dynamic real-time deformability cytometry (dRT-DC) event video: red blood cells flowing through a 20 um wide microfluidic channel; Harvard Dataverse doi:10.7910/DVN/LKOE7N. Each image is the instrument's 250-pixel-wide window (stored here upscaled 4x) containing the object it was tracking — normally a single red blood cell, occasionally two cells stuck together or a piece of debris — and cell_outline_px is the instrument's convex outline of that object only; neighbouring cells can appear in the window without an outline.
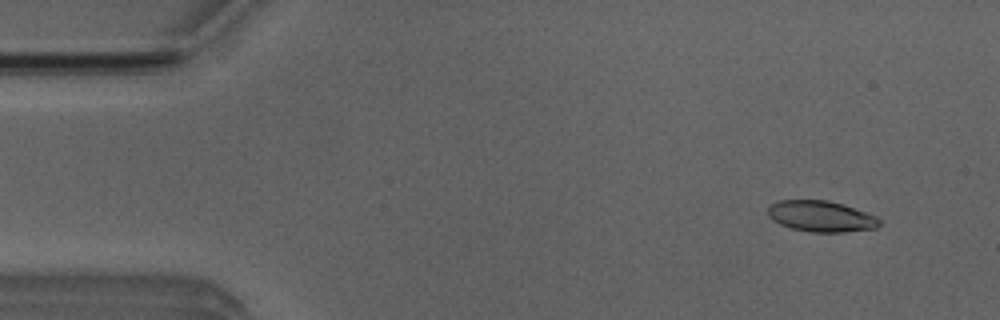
{"species": "Egyptian fruit bat (a non-hibernating species)", "species_latin": "Rousettus aegyptiacus", "temperature_condition": "room temperature", "stored_images_in_passage": 50, "camera_frame_rate_fps": 3000, "um_per_image_px": 0.085, "animal": {"sex": "male"}, "frame": {"image": 1, "passage_image": 3, "time_ms": 0.667, "image_size_px": [1000, 320], "cell_outline_px": [[880, 224], [876, 228], [844, 232], [812, 232], [792, 228], [780, 224], [772, 220], [768, 216], [768, 208], [772, 204], [780, 200], [828, 200], [876, 216], [880, 220]], "centroid_in_image_um": [69.77, 18.39], "position_along_channel_um": 15.2, "area_um2": 19.88}}
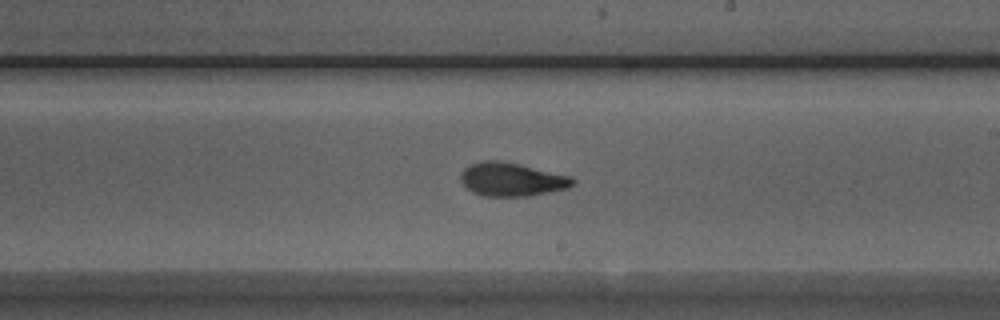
{"frame": {"image": 2, "passage_image": 28, "time_ms": 9.0, "image_size_px": [1000, 320], "cell_outline_px": [[576, 184], [568, 188], [528, 196], [484, 196], [472, 192], [460, 180], [460, 172], [464, 168], [472, 164], [484, 160], [500, 160], [520, 164], [572, 176], [576, 180]], "centroid_in_image_um": [43.52, 15.24], "position_along_channel_um": 245.5, "area_um2": 22.02}}
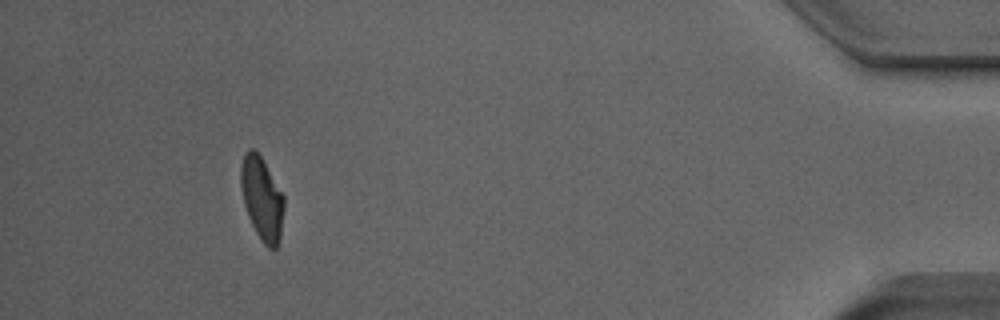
{"frame": {"image": 3, "passage_image": 46, "time_ms": 15.0, "image_size_px": [1000, 320], "cell_outline_px": [[284, 208], [280, 240], [276, 248], [268, 248], [260, 240], [248, 216], [244, 204], [240, 188], [240, 168], [244, 156], [248, 148], [252, 148], [260, 156], [284, 196]], "centroid_in_image_um": [22.26, 16.91], "position_along_channel_um": 412.9, "area_um2": 20.81}, "authors_computed_cell_mechanics": {"area_um2": 21.2126, "velocity_mm_per_s": 3.9589, "shape_relaxation_time_tau1_ms": 6.1659, "shape_relaxation_time_tau2_ms": 1.9959, "deformation_change_tau1": 0.1906, "deformation_change_tau2": 0.0927}}